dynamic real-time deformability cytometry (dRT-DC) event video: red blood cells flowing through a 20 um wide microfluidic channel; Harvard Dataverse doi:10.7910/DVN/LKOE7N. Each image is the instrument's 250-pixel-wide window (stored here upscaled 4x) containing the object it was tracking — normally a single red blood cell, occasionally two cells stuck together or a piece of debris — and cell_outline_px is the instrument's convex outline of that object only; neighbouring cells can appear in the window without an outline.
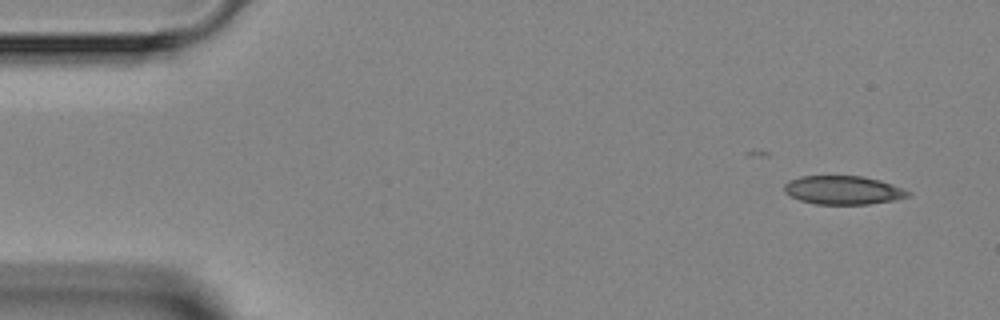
{"species": "Egyptian fruit bat (a non-hibernating species)", "species_latin": "Rousettus aegyptiacus", "temperature_condition": "room temperature", "stored_images_in_passage": 4, "camera_frame_rate_fps": 3000, "um_per_image_px": 0.085, "animal": {"sex": "female"}, "frame": {"image": 1, "passage_image": 1, "time_ms": 0.0, "image_size_px": [1000, 320], "cell_outline_px": [[912, 196], [896, 200], [868, 204], [816, 204], [800, 200], [784, 192], [784, 184], [788, 180], [800, 176], [864, 176], [880, 180], [892, 184], [912, 192]], "centroid_in_image_um": [71.7, 16.16], "position_along_channel_um": 13.3, "area_um2": 20.81}}
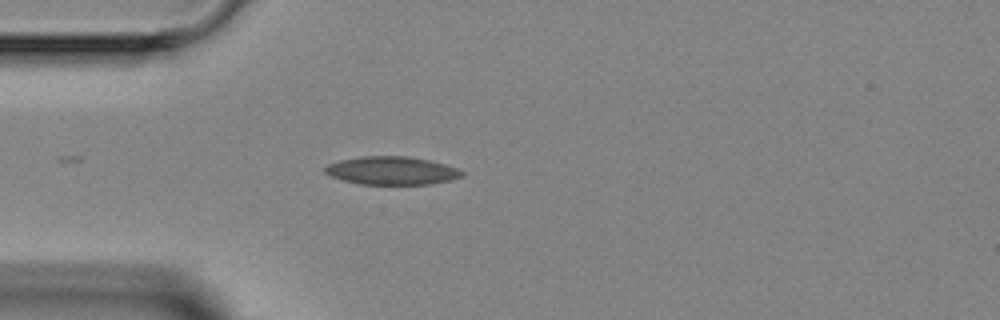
{"frame": {"image": 2, "passage_image": 4, "time_ms": 3.333, "image_size_px": [1000, 320], "cell_outline_px": [[464, 176], [452, 180], [432, 184], [360, 184], [344, 180], [332, 176], [324, 172], [324, 168], [328, 164], [340, 160], [360, 156], [408, 156], [428, 160], [444, 164], [456, 168], [464, 172]], "centroid_in_image_um": [33.32, 14.5], "position_along_channel_um": 51.7, "area_um2": 22.43}}